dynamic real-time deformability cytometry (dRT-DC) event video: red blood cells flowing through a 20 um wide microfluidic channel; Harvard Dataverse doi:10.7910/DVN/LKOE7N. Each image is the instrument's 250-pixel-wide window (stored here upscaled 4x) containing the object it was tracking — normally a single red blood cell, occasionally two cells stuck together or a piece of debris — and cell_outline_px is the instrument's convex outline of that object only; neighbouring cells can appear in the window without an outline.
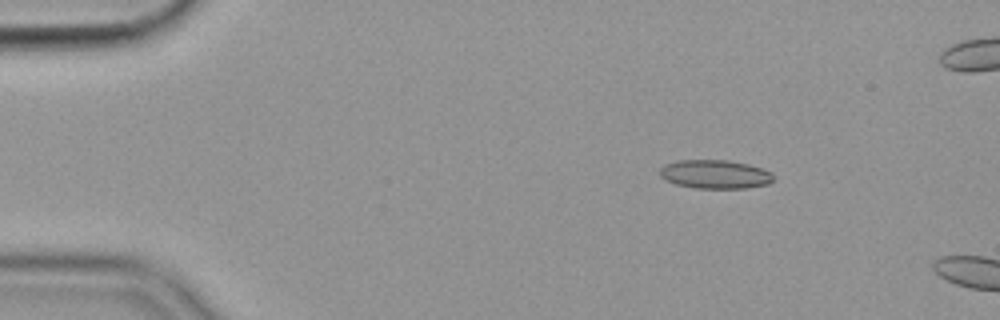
{"species": "common noctule bat (a hibernating species)", "species_latin": "Nyctalus noctula", "temperature_condition": "cold", "stored_images_in_passage": 11, "camera_frame_rate_fps": 3000, "um_per_image_px": 0.085, "animal": {"sex": "female", "body_mass_g": 19.9}, "frame": {"image": 1, "passage_image": 8, "time_ms": 2.333, "image_size_px": [1000, 320], "cell_outline_px": [[772, 180], [768, 184], [748, 188], [696, 188], [676, 184], [664, 180], [660, 176], [660, 168], [664, 164], [676, 160], [728, 160], [748, 164], [760, 168], [768, 172], [772, 176]], "centroid_in_image_um": [60.71, 14.81], "position_along_channel_um": 24.3, "area_um2": 18.96}}